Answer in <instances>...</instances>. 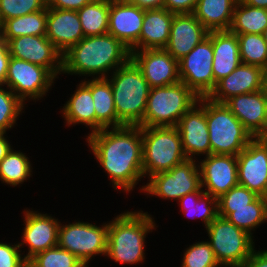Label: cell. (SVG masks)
<instances>
[{"mask_svg":"<svg viewBox=\"0 0 267 267\" xmlns=\"http://www.w3.org/2000/svg\"><path fill=\"white\" fill-rule=\"evenodd\" d=\"M86 142L115 190L130 192L144 177L140 126L104 128L88 134Z\"/></svg>","mask_w":267,"mask_h":267,"instance_id":"1","label":"cell"},{"mask_svg":"<svg viewBox=\"0 0 267 267\" xmlns=\"http://www.w3.org/2000/svg\"><path fill=\"white\" fill-rule=\"evenodd\" d=\"M130 59V49L109 33L84 37L62 54V74L107 78Z\"/></svg>","mask_w":267,"mask_h":267,"instance_id":"2","label":"cell"},{"mask_svg":"<svg viewBox=\"0 0 267 267\" xmlns=\"http://www.w3.org/2000/svg\"><path fill=\"white\" fill-rule=\"evenodd\" d=\"M156 226L148 212L127 211L108 222L106 256L121 264H139L145 260V238Z\"/></svg>","mask_w":267,"mask_h":267,"instance_id":"3","label":"cell"},{"mask_svg":"<svg viewBox=\"0 0 267 267\" xmlns=\"http://www.w3.org/2000/svg\"><path fill=\"white\" fill-rule=\"evenodd\" d=\"M110 77L107 79L112 87L118 127L140 126L151 89L149 83L131 59Z\"/></svg>","mask_w":267,"mask_h":267,"instance_id":"4","label":"cell"},{"mask_svg":"<svg viewBox=\"0 0 267 267\" xmlns=\"http://www.w3.org/2000/svg\"><path fill=\"white\" fill-rule=\"evenodd\" d=\"M199 97L183 82L151 88L140 127L177 126Z\"/></svg>","mask_w":267,"mask_h":267,"instance_id":"5","label":"cell"},{"mask_svg":"<svg viewBox=\"0 0 267 267\" xmlns=\"http://www.w3.org/2000/svg\"><path fill=\"white\" fill-rule=\"evenodd\" d=\"M141 134L144 177L171 170L187 160L176 126L144 127Z\"/></svg>","mask_w":267,"mask_h":267,"instance_id":"6","label":"cell"},{"mask_svg":"<svg viewBox=\"0 0 267 267\" xmlns=\"http://www.w3.org/2000/svg\"><path fill=\"white\" fill-rule=\"evenodd\" d=\"M210 154L237 156L254 137L224 103L205 97Z\"/></svg>","mask_w":267,"mask_h":267,"instance_id":"7","label":"cell"},{"mask_svg":"<svg viewBox=\"0 0 267 267\" xmlns=\"http://www.w3.org/2000/svg\"><path fill=\"white\" fill-rule=\"evenodd\" d=\"M206 230L214 256L221 267H241L255 248L251 235L219 215Z\"/></svg>","mask_w":267,"mask_h":267,"instance_id":"8","label":"cell"},{"mask_svg":"<svg viewBox=\"0 0 267 267\" xmlns=\"http://www.w3.org/2000/svg\"><path fill=\"white\" fill-rule=\"evenodd\" d=\"M108 223L96 224L75 221L66 225L60 223L58 246L75 255L86 267L94 256H106Z\"/></svg>","mask_w":267,"mask_h":267,"instance_id":"9","label":"cell"},{"mask_svg":"<svg viewBox=\"0 0 267 267\" xmlns=\"http://www.w3.org/2000/svg\"><path fill=\"white\" fill-rule=\"evenodd\" d=\"M196 160L187 159L171 170L150 176L146 185L140 188V192L144 191L150 196L178 201L188 193L203 191L198 159Z\"/></svg>","mask_w":267,"mask_h":267,"instance_id":"10","label":"cell"},{"mask_svg":"<svg viewBox=\"0 0 267 267\" xmlns=\"http://www.w3.org/2000/svg\"><path fill=\"white\" fill-rule=\"evenodd\" d=\"M55 79L47 68L11 57L4 86L25 104L26 100L36 102L46 96Z\"/></svg>","mask_w":267,"mask_h":267,"instance_id":"11","label":"cell"},{"mask_svg":"<svg viewBox=\"0 0 267 267\" xmlns=\"http://www.w3.org/2000/svg\"><path fill=\"white\" fill-rule=\"evenodd\" d=\"M212 31L208 37L179 60V76L198 97H208L214 90Z\"/></svg>","mask_w":267,"mask_h":267,"instance_id":"12","label":"cell"},{"mask_svg":"<svg viewBox=\"0 0 267 267\" xmlns=\"http://www.w3.org/2000/svg\"><path fill=\"white\" fill-rule=\"evenodd\" d=\"M238 183L258 196L267 190V137L254 138L238 155Z\"/></svg>","mask_w":267,"mask_h":267,"instance_id":"13","label":"cell"},{"mask_svg":"<svg viewBox=\"0 0 267 267\" xmlns=\"http://www.w3.org/2000/svg\"><path fill=\"white\" fill-rule=\"evenodd\" d=\"M11 57L47 68L56 78L62 73V53L46 35L18 36L7 42Z\"/></svg>","mask_w":267,"mask_h":267,"instance_id":"14","label":"cell"},{"mask_svg":"<svg viewBox=\"0 0 267 267\" xmlns=\"http://www.w3.org/2000/svg\"><path fill=\"white\" fill-rule=\"evenodd\" d=\"M198 166L202 190L215 198L239 184L235 155L210 154L198 161Z\"/></svg>","mask_w":267,"mask_h":267,"instance_id":"15","label":"cell"},{"mask_svg":"<svg viewBox=\"0 0 267 267\" xmlns=\"http://www.w3.org/2000/svg\"><path fill=\"white\" fill-rule=\"evenodd\" d=\"M177 129L181 136L183 151L187 159L210 155L209 130L205 114V97H199L179 120Z\"/></svg>","mask_w":267,"mask_h":267,"instance_id":"16","label":"cell"},{"mask_svg":"<svg viewBox=\"0 0 267 267\" xmlns=\"http://www.w3.org/2000/svg\"><path fill=\"white\" fill-rule=\"evenodd\" d=\"M24 230L21 240L18 242L19 247L27 244L28 252L24 258L29 261L37 253L57 246L58 244V230L60 220L49 216L47 213L43 214L32 209H24Z\"/></svg>","mask_w":267,"mask_h":267,"instance_id":"17","label":"cell"},{"mask_svg":"<svg viewBox=\"0 0 267 267\" xmlns=\"http://www.w3.org/2000/svg\"><path fill=\"white\" fill-rule=\"evenodd\" d=\"M131 60L141 70L151 88L180 82L179 61L165 49H145L131 52Z\"/></svg>","mask_w":267,"mask_h":267,"instance_id":"18","label":"cell"},{"mask_svg":"<svg viewBox=\"0 0 267 267\" xmlns=\"http://www.w3.org/2000/svg\"><path fill=\"white\" fill-rule=\"evenodd\" d=\"M145 9L127 0H109L108 33L132 51H138Z\"/></svg>","mask_w":267,"mask_h":267,"instance_id":"19","label":"cell"},{"mask_svg":"<svg viewBox=\"0 0 267 267\" xmlns=\"http://www.w3.org/2000/svg\"><path fill=\"white\" fill-rule=\"evenodd\" d=\"M254 137H267V95L262 91L240 94L224 103Z\"/></svg>","mask_w":267,"mask_h":267,"instance_id":"20","label":"cell"},{"mask_svg":"<svg viewBox=\"0 0 267 267\" xmlns=\"http://www.w3.org/2000/svg\"><path fill=\"white\" fill-rule=\"evenodd\" d=\"M208 34L209 31L193 13L176 14L173 17L169 40L164 49L179 61L207 38Z\"/></svg>","mask_w":267,"mask_h":267,"instance_id":"21","label":"cell"},{"mask_svg":"<svg viewBox=\"0 0 267 267\" xmlns=\"http://www.w3.org/2000/svg\"><path fill=\"white\" fill-rule=\"evenodd\" d=\"M262 72L263 69L259 66L240 63L228 76L217 82L208 98L218 103H225L234 96L260 91Z\"/></svg>","mask_w":267,"mask_h":267,"instance_id":"22","label":"cell"},{"mask_svg":"<svg viewBox=\"0 0 267 267\" xmlns=\"http://www.w3.org/2000/svg\"><path fill=\"white\" fill-rule=\"evenodd\" d=\"M46 37L64 54L84 38L77 11L47 8Z\"/></svg>","mask_w":267,"mask_h":267,"instance_id":"23","label":"cell"},{"mask_svg":"<svg viewBox=\"0 0 267 267\" xmlns=\"http://www.w3.org/2000/svg\"><path fill=\"white\" fill-rule=\"evenodd\" d=\"M214 89L219 80L228 76L241 63L237 34L212 31Z\"/></svg>","mask_w":267,"mask_h":267,"instance_id":"24","label":"cell"},{"mask_svg":"<svg viewBox=\"0 0 267 267\" xmlns=\"http://www.w3.org/2000/svg\"><path fill=\"white\" fill-rule=\"evenodd\" d=\"M174 14L165 8L146 9L138 39V50L164 49Z\"/></svg>","mask_w":267,"mask_h":267,"instance_id":"25","label":"cell"},{"mask_svg":"<svg viewBox=\"0 0 267 267\" xmlns=\"http://www.w3.org/2000/svg\"><path fill=\"white\" fill-rule=\"evenodd\" d=\"M62 116L64 123L70 125L82 124L90 127L92 134L95 132V108L91 94V79L86 81V77L77 85L74 94L64 104Z\"/></svg>","mask_w":267,"mask_h":267,"instance_id":"26","label":"cell"},{"mask_svg":"<svg viewBox=\"0 0 267 267\" xmlns=\"http://www.w3.org/2000/svg\"><path fill=\"white\" fill-rule=\"evenodd\" d=\"M238 0H198L194 16L209 31H228Z\"/></svg>","mask_w":267,"mask_h":267,"instance_id":"27","label":"cell"},{"mask_svg":"<svg viewBox=\"0 0 267 267\" xmlns=\"http://www.w3.org/2000/svg\"><path fill=\"white\" fill-rule=\"evenodd\" d=\"M91 94L95 108V132L104 128L118 127L112 87L107 78L91 80Z\"/></svg>","mask_w":267,"mask_h":267,"instance_id":"28","label":"cell"},{"mask_svg":"<svg viewBox=\"0 0 267 267\" xmlns=\"http://www.w3.org/2000/svg\"><path fill=\"white\" fill-rule=\"evenodd\" d=\"M218 215L226 218L253 238V232L267 220V208L262 196H258L249 207L218 208Z\"/></svg>","mask_w":267,"mask_h":267,"instance_id":"29","label":"cell"},{"mask_svg":"<svg viewBox=\"0 0 267 267\" xmlns=\"http://www.w3.org/2000/svg\"><path fill=\"white\" fill-rule=\"evenodd\" d=\"M47 31V7L24 16L6 20L0 26V38L6 43L18 36L46 35Z\"/></svg>","mask_w":267,"mask_h":267,"instance_id":"30","label":"cell"},{"mask_svg":"<svg viewBox=\"0 0 267 267\" xmlns=\"http://www.w3.org/2000/svg\"><path fill=\"white\" fill-rule=\"evenodd\" d=\"M267 27V9L236 3L229 31L234 34H263Z\"/></svg>","mask_w":267,"mask_h":267,"instance_id":"31","label":"cell"},{"mask_svg":"<svg viewBox=\"0 0 267 267\" xmlns=\"http://www.w3.org/2000/svg\"><path fill=\"white\" fill-rule=\"evenodd\" d=\"M77 13L84 37L108 33L109 0H93Z\"/></svg>","mask_w":267,"mask_h":267,"instance_id":"32","label":"cell"},{"mask_svg":"<svg viewBox=\"0 0 267 267\" xmlns=\"http://www.w3.org/2000/svg\"><path fill=\"white\" fill-rule=\"evenodd\" d=\"M178 202L183 213L190 218H200L205 229L218 216L217 198L204 191L188 193Z\"/></svg>","mask_w":267,"mask_h":267,"instance_id":"33","label":"cell"},{"mask_svg":"<svg viewBox=\"0 0 267 267\" xmlns=\"http://www.w3.org/2000/svg\"><path fill=\"white\" fill-rule=\"evenodd\" d=\"M26 153L11 151L0 162V181L16 187L31 177L32 166Z\"/></svg>","mask_w":267,"mask_h":267,"instance_id":"34","label":"cell"},{"mask_svg":"<svg viewBox=\"0 0 267 267\" xmlns=\"http://www.w3.org/2000/svg\"><path fill=\"white\" fill-rule=\"evenodd\" d=\"M241 63L267 66V44L261 34H237Z\"/></svg>","mask_w":267,"mask_h":267,"instance_id":"35","label":"cell"},{"mask_svg":"<svg viewBox=\"0 0 267 267\" xmlns=\"http://www.w3.org/2000/svg\"><path fill=\"white\" fill-rule=\"evenodd\" d=\"M28 264L31 267H86L75 255L58 245L37 253Z\"/></svg>","mask_w":267,"mask_h":267,"instance_id":"36","label":"cell"},{"mask_svg":"<svg viewBox=\"0 0 267 267\" xmlns=\"http://www.w3.org/2000/svg\"><path fill=\"white\" fill-rule=\"evenodd\" d=\"M25 105L12 90L0 85V133H6L15 126Z\"/></svg>","mask_w":267,"mask_h":267,"instance_id":"37","label":"cell"},{"mask_svg":"<svg viewBox=\"0 0 267 267\" xmlns=\"http://www.w3.org/2000/svg\"><path fill=\"white\" fill-rule=\"evenodd\" d=\"M181 267H221L209 241L195 242L185 249Z\"/></svg>","mask_w":267,"mask_h":267,"instance_id":"38","label":"cell"},{"mask_svg":"<svg viewBox=\"0 0 267 267\" xmlns=\"http://www.w3.org/2000/svg\"><path fill=\"white\" fill-rule=\"evenodd\" d=\"M47 7V0H0V26L8 19L24 16Z\"/></svg>","mask_w":267,"mask_h":267,"instance_id":"39","label":"cell"},{"mask_svg":"<svg viewBox=\"0 0 267 267\" xmlns=\"http://www.w3.org/2000/svg\"><path fill=\"white\" fill-rule=\"evenodd\" d=\"M258 195L243 185L237 184L228 192L217 198L218 208H241L249 207Z\"/></svg>","mask_w":267,"mask_h":267,"instance_id":"40","label":"cell"},{"mask_svg":"<svg viewBox=\"0 0 267 267\" xmlns=\"http://www.w3.org/2000/svg\"><path fill=\"white\" fill-rule=\"evenodd\" d=\"M21 252L18 243L0 242V267H26L28 261Z\"/></svg>","mask_w":267,"mask_h":267,"instance_id":"41","label":"cell"},{"mask_svg":"<svg viewBox=\"0 0 267 267\" xmlns=\"http://www.w3.org/2000/svg\"><path fill=\"white\" fill-rule=\"evenodd\" d=\"M197 2L198 0H164L163 8L174 15L193 13Z\"/></svg>","mask_w":267,"mask_h":267,"instance_id":"42","label":"cell"},{"mask_svg":"<svg viewBox=\"0 0 267 267\" xmlns=\"http://www.w3.org/2000/svg\"><path fill=\"white\" fill-rule=\"evenodd\" d=\"M93 0H47V8L79 10Z\"/></svg>","mask_w":267,"mask_h":267,"instance_id":"43","label":"cell"},{"mask_svg":"<svg viewBox=\"0 0 267 267\" xmlns=\"http://www.w3.org/2000/svg\"><path fill=\"white\" fill-rule=\"evenodd\" d=\"M10 58L8 45L0 38V85L2 86L5 85Z\"/></svg>","mask_w":267,"mask_h":267,"instance_id":"44","label":"cell"},{"mask_svg":"<svg viewBox=\"0 0 267 267\" xmlns=\"http://www.w3.org/2000/svg\"><path fill=\"white\" fill-rule=\"evenodd\" d=\"M241 267H267V250H253Z\"/></svg>","mask_w":267,"mask_h":267,"instance_id":"45","label":"cell"},{"mask_svg":"<svg viewBox=\"0 0 267 267\" xmlns=\"http://www.w3.org/2000/svg\"><path fill=\"white\" fill-rule=\"evenodd\" d=\"M127 1L145 10L163 8L164 5V0H127Z\"/></svg>","mask_w":267,"mask_h":267,"instance_id":"46","label":"cell"},{"mask_svg":"<svg viewBox=\"0 0 267 267\" xmlns=\"http://www.w3.org/2000/svg\"><path fill=\"white\" fill-rule=\"evenodd\" d=\"M5 134L0 133V162L13 148Z\"/></svg>","mask_w":267,"mask_h":267,"instance_id":"47","label":"cell"},{"mask_svg":"<svg viewBox=\"0 0 267 267\" xmlns=\"http://www.w3.org/2000/svg\"><path fill=\"white\" fill-rule=\"evenodd\" d=\"M243 3L252 6L267 9V0H241Z\"/></svg>","mask_w":267,"mask_h":267,"instance_id":"48","label":"cell"},{"mask_svg":"<svg viewBox=\"0 0 267 267\" xmlns=\"http://www.w3.org/2000/svg\"><path fill=\"white\" fill-rule=\"evenodd\" d=\"M262 91L267 95V66L262 72Z\"/></svg>","mask_w":267,"mask_h":267,"instance_id":"49","label":"cell"},{"mask_svg":"<svg viewBox=\"0 0 267 267\" xmlns=\"http://www.w3.org/2000/svg\"><path fill=\"white\" fill-rule=\"evenodd\" d=\"M263 38L265 39V42H266V44H267V27H266V29L264 30V32H263Z\"/></svg>","mask_w":267,"mask_h":267,"instance_id":"50","label":"cell"},{"mask_svg":"<svg viewBox=\"0 0 267 267\" xmlns=\"http://www.w3.org/2000/svg\"><path fill=\"white\" fill-rule=\"evenodd\" d=\"M262 197L264 199V202H265L266 208H267V190H266L265 194Z\"/></svg>","mask_w":267,"mask_h":267,"instance_id":"51","label":"cell"}]
</instances>
